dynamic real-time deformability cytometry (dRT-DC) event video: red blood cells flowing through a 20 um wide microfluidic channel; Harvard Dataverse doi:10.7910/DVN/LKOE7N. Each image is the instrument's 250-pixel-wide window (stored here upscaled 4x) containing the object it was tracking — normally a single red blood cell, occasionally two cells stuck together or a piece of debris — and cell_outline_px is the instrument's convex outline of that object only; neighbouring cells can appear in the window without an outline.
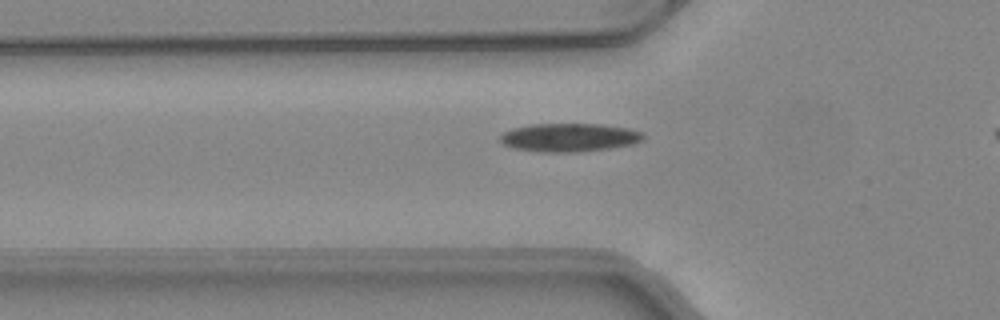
{"species": "common noctule bat (a hibernating species)", "species_latin": "Nyctalus noctula", "temperature_condition": "warm", "stored_images_in_passage": 38, "camera_frame_rate_fps": 3000, "um_per_image_px": 0.085, "animal": {"sex": "female", "body_mass_g": 24.6, "forearm_length_mm": 56.2}, "frame": {"image": 1, "passage_image": 11, "time_ms": 3.333, "image_size_px": [1000, 320], "cell_outline_px": [[644, 140], [636, 144], [608, 148], [576, 152], [540, 152], [512, 148], [504, 144], [500, 140], [500, 136], [504, 132], [516, 128], [532, 124], [600, 124], [628, 128], [640, 132], [644, 136]], "centroid_in_image_um": [48.41, 11.69], "position_along_channel_um": 77.4, "area_um2": 23.58}}
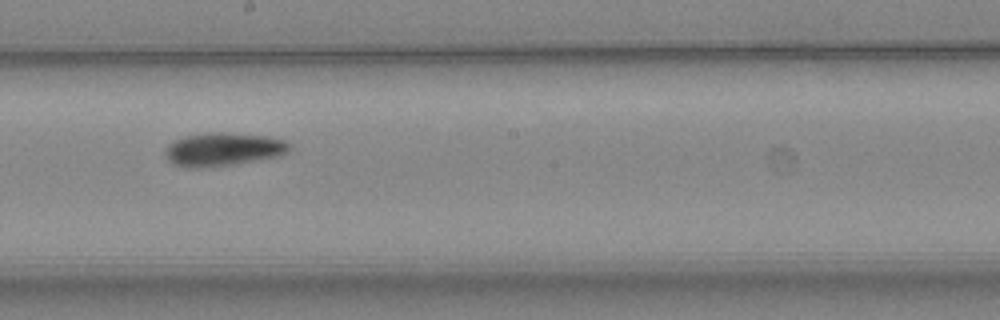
{"frame": {"image": 2, "passage_image": 22, "time_ms": 7.0, "image_size_px": [1000, 320], "cell_outline_px": [[292, 148], [288, 152], [280, 156], [236, 164], [200, 168], [184, 168], [172, 164], [168, 160], [164, 152], [168, 144], [184, 136], [212, 132], [224, 132], [268, 136], [284, 140], [292, 144]], "centroid_in_image_um": [18.99, 12.7], "position_along_channel_um": 229.2, "area_um2": 24.51}}
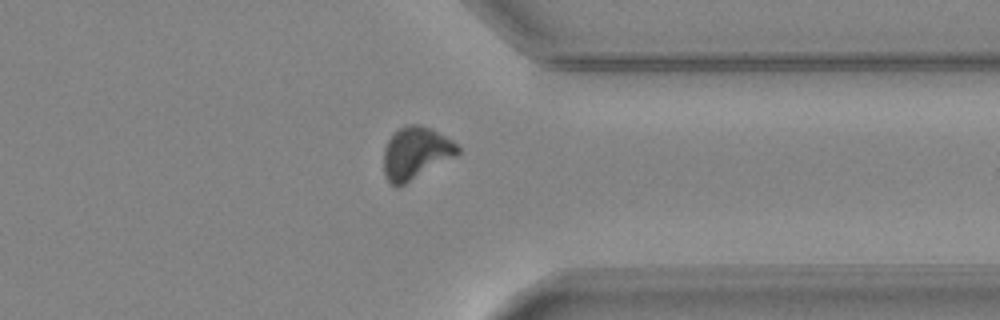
{"frame": {"image": 3, "passage_image": 33, "time_ms": 10.667, "image_size_px": [1000, 320], "cell_outline_px": [[460, 152], [456, 156], [404, 184], [396, 188], [388, 184], [384, 176], [384, 148], [388, 140], [400, 128], [408, 124], [420, 124], [432, 128], [452, 140], [460, 148]], "centroid_in_image_um": [35.33, 13.02], "position_along_channel_um": 376.1, "area_um2": 22.6}, "authors_computed_cell_mechanics": {"area_um2": 22.542, "velocity_mm_per_s": 4.1114, "shape_relaxation_time_tau1_ms": 7.0546, "shape_relaxation_time_tau2_ms": null, "deformation_change_tau1": 0.1837, "deformation_change_tau2": null}}